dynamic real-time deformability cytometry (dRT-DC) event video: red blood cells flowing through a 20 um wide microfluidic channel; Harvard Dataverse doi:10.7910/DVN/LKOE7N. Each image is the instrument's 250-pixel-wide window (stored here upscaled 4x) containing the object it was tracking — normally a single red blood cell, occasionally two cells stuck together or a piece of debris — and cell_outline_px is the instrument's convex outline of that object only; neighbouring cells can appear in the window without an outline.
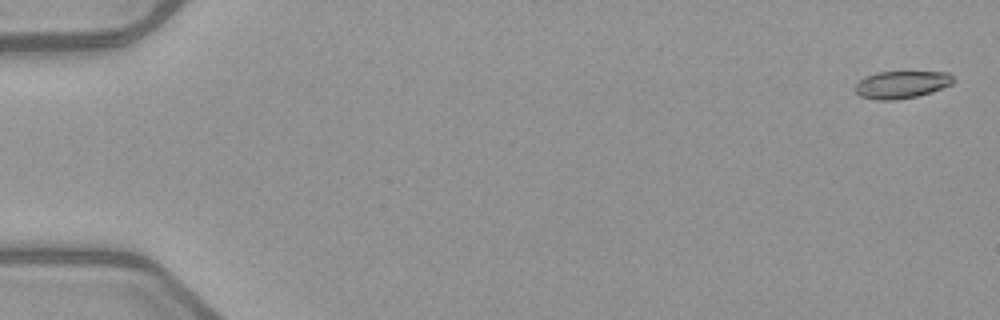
{"species": "common noctule bat (a hibernating species)", "species_latin": "Nyctalus noctula", "temperature_condition": "warm", "stored_images_in_passage": 4, "camera_frame_rate_fps": 3000, "um_per_image_px": 0.085, "animal": {"sex": "female", "body_mass_g": 21.9}, "frame": {"image": 1, "passage_image": 1, "time_ms": 0.0, "image_size_px": [1000, 320], "cell_outline_px": [[956, 80], [952, 84], [932, 92], [916, 96], [896, 100], [876, 100], [860, 96], [856, 92], [856, 84], [860, 80], [876, 72], [948, 72]], "centroid_in_image_um": [76.66, 7.19], "position_along_channel_um": 8.3, "area_um2": 15.61}}